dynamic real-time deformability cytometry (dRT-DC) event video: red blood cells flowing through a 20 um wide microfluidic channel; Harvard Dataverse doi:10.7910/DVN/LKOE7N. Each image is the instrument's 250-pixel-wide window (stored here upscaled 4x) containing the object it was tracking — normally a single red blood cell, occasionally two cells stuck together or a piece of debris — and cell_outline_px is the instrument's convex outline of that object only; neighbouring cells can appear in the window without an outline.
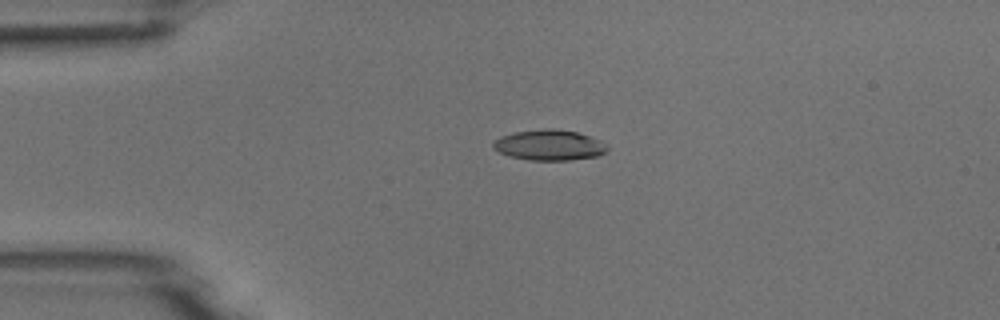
{"species": "common noctule bat (a hibernating species)", "species_latin": "Nyctalus noctula", "temperature_condition": "room temperature", "stored_images_in_passage": 5, "camera_frame_rate_fps": 3000, "um_per_image_px": 0.085, "animal": {"sex": "male", "body_mass_g": 18.8}, "frame": {"image": 1, "passage_image": 3, "time_ms": 3.333, "image_size_px": [1000, 320], "cell_outline_px": [[608, 148], [604, 152], [596, 156], [568, 160], [528, 160], [508, 156], [492, 148], [492, 144], [500, 136], [512, 132], [548, 128], [552, 128], [576, 132], [600, 140]], "centroid_in_image_um": [46.63, 12.33], "position_along_channel_um": 38.4, "area_um2": 20.17}}
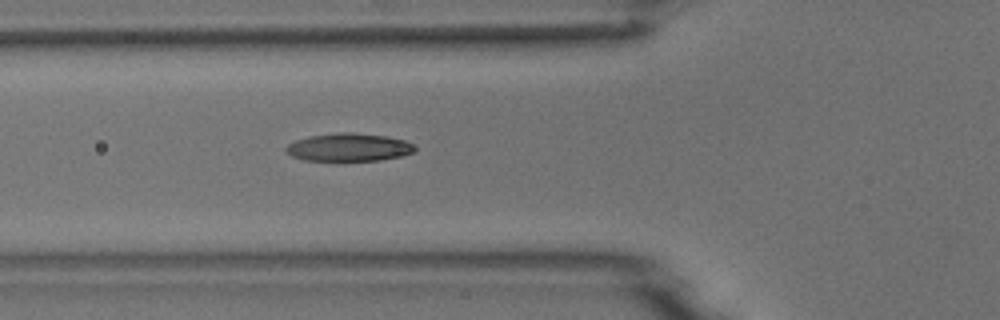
{"frame": {"image": 2, "passage_image": 5, "time_ms": 5.667, "image_size_px": [1000, 320], "cell_outline_px": [[416, 152], [400, 156], [380, 160], [304, 160], [292, 156], [284, 152], [284, 148], [288, 144], [296, 140], [308, 136], [340, 132], [352, 132], [384, 136], [404, 140], [412, 144], [416, 148]], "centroid_in_image_um": [29.62, 12.51], "position_along_channel_um": 96.2, "area_um2": 20.92}}